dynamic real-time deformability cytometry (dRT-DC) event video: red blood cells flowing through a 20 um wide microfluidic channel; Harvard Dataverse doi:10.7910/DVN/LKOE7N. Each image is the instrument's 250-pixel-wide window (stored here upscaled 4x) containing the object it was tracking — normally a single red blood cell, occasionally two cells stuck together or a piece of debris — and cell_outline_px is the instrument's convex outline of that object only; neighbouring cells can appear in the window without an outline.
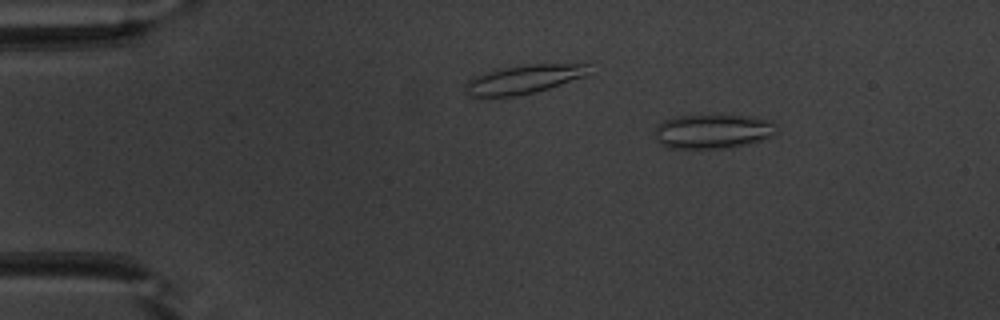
{"species": "common noctule bat (a hibernating species)", "species_latin": "Nyctalus noctula", "temperature_condition": "warm", "stored_images_in_passage": 47, "camera_frame_rate_fps": 3000, "um_per_image_px": 0.085, "animal": {"sex": "male", "body_mass_g": 20.1, "forearm_length_mm": 53.5}, "frame": {"image": 1, "passage_image": 4, "time_ms": 1.0, "image_size_px": [1000, 320], "cell_outline_px": [[776, 132], [772, 136], [748, 144], [728, 148], [668, 148], [660, 144], [656, 136], [656, 128], [664, 120], [676, 116], [756, 116], [768, 120], [776, 124]], "centroid_in_image_um": [60.62, 11.17], "position_along_channel_um": 24.4, "area_um2": 24.16}}
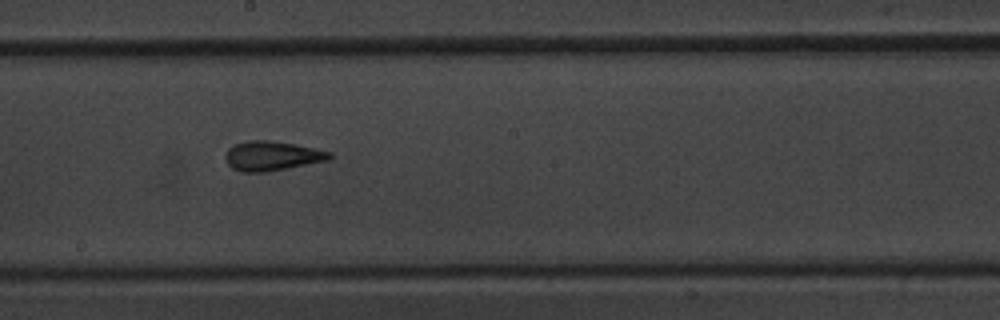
{"frame": {"image": 2, "passage_image": 25, "time_ms": 8.0, "image_size_px": [1000, 320], "cell_outline_px": [[332, 156], [328, 160], [288, 168], [264, 172], [244, 172], [232, 168], [228, 164], [224, 156], [228, 148], [236, 144], [248, 140], [272, 140], [296, 144], [332, 152]], "centroid_in_image_um": [23.11, 13.24], "position_along_channel_um": 225.1, "area_um2": 17.92}}
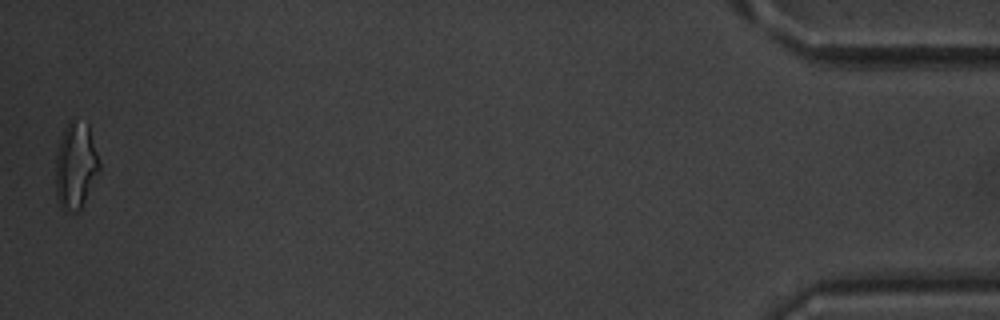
{"frame": {"image": 3, "passage_image": 47, "time_ms": 15.333, "image_size_px": [1000, 320], "cell_outline_px": [[100, 172], [80, 208], [76, 212], [60, 208], [56, 196], [56, 156], [64, 128], [68, 120], [72, 120], [88, 124], [100, 164]], "centroid_in_image_um": [6.43, 14.09], "position_along_channel_um": 428.8, "area_um2": 21.79}, "authors_computed_cell_mechanics": {"area_um2": 17.8602, "velocity_mm_per_s": 3.9749, "shape_relaxation_time_tau1_ms": null, "shape_relaxation_time_tau2_ms": 2.0231, "deformation_change_tau1": null, "deformation_change_tau2": 0.1173}}